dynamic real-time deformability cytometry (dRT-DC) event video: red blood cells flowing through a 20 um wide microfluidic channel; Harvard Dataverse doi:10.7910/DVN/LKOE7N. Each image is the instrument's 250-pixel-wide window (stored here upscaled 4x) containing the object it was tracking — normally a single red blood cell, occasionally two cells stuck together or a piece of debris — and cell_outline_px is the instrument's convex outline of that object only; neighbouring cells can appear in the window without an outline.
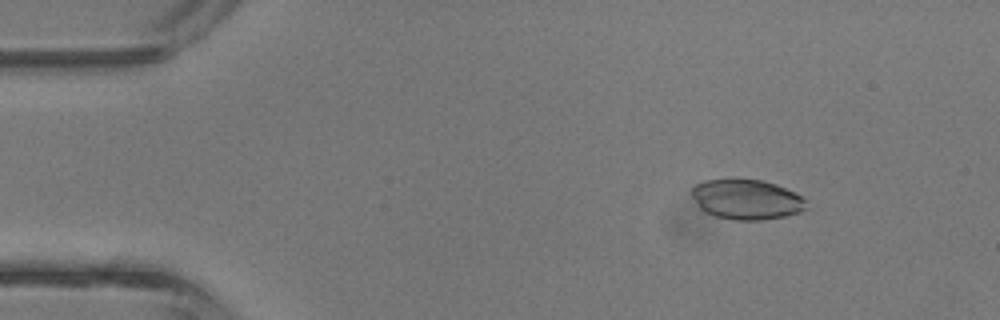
{"species": "common noctule bat (a hibernating species)", "species_latin": "Nyctalus noctula", "temperature_condition": "room temperature", "stored_images_in_passage": 42, "camera_frame_rate_fps": 3000, "um_per_image_px": 0.085, "animal": {"sex": "male", "body_mass_g": 13.3}, "frame": {"image": 1, "passage_image": 5, "time_ms": 1.333, "image_size_px": [1000, 320], "cell_outline_px": [[808, 208], [800, 212], [784, 216], [760, 220], [736, 220], [716, 216], [704, 212], [700, 208], [692, 196], [692, 188], [696, 184], [704, 180], [760, 180], [776, 184], [800, 196], [804, 200]], "centroid_in_image_um": [63.44, 16.96], "position_along_channel_um": 21.6, "area_um2": 26.3}}
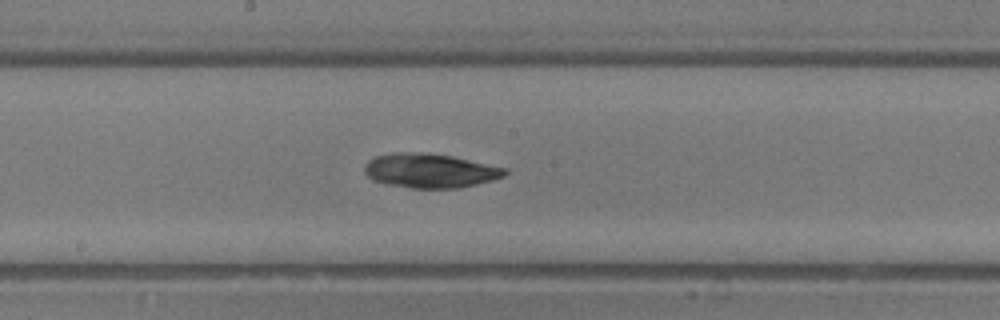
{"frame": {"image": 2, "passage_image": 22, "time_ms": 7.0, "image_size_px": [1000, 320], "cell_outline_px": [[508, 172], [504, 176], [492, 180], [460, 188], [412, 188], [388, 184], [372, 180], [364, 172], [364, 164], [368, 160], [376, 156], [400, 152], [424, 152], [452, 156], [508, 168]], "centroid_in_image_um": [36.56, 14.5], "position_along_channel_um": 211.6, "area_um2": 28.09}}
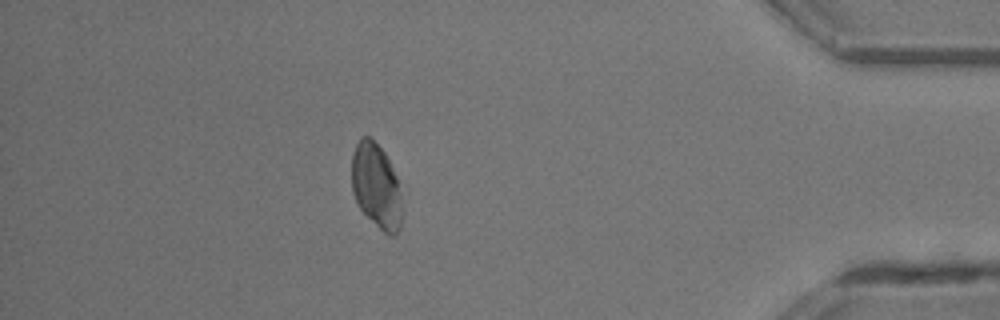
{"frame": {"image": 3, "passage_image": 37, "time_ms": 12.0, "image_size_px": [1000, 320], "cell_outline_px": [[400, 228], [392, 236], [388, 236], [360, 208], [352, 192], [352, 152], [360, 136], [372, 136], [384, 152], [396, 176], [400, 208]], "centroid_in_image_um": [31.93, 15.74], "position_along_channel_um": 403.3, "area_um2": 24.33}, "authors_computed_cell_mechanics": {"area_um2": 27.3972, "velocity_mm_per_s": 4.7783, "shape_relaxation_time_tau1_ms": 5.6415, "shape_relaxation_time_tau2_ms": null, "deformation_change_tau1": 0.0965, "deformation_change_tau2": null}}